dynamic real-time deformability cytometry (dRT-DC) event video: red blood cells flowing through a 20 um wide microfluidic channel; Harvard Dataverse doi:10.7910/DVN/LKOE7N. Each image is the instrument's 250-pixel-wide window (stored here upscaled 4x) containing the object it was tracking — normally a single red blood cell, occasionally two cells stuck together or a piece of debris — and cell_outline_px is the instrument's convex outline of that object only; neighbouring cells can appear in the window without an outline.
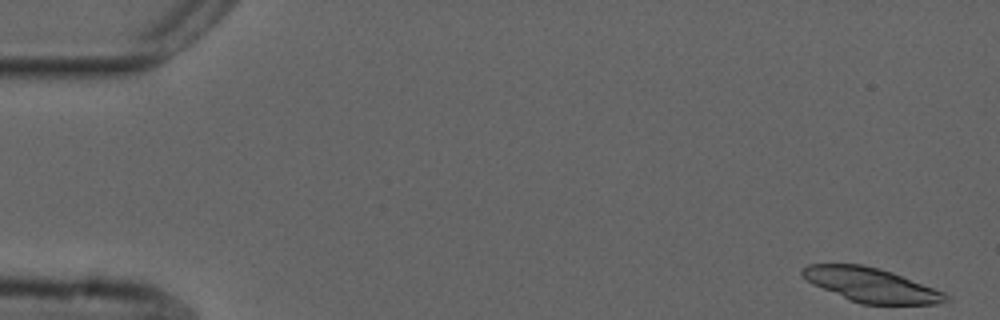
{"species": "common noctule bat (a hibernating species)", "species_latin": "Nyctalus noctula", "temperature_condition": "cold", "stored_images_in_passage": 53, "camera_frame_rate_fps": 3000, "um_per_image_px": 0.085, "animal": {"sex": "male", "forearm_length_mm": 52.5}, "frame": {"image": 1, "passage_image": 1, "time_ms": 0.0, "image_size_px": [1000, 320], "cell_outline_px": [[948, 300], [936, 304], [860, 304], [848, 300], [812, 284], [800, 272], [800, 268], [808, 264], [864, 264], [880, 268], [892, 272], [944, 292], [948, 296]], "centroid_in_image_um": [74.01, 24.21], "position_along_channel_um": 11.0, "area_um2": 28.55}}
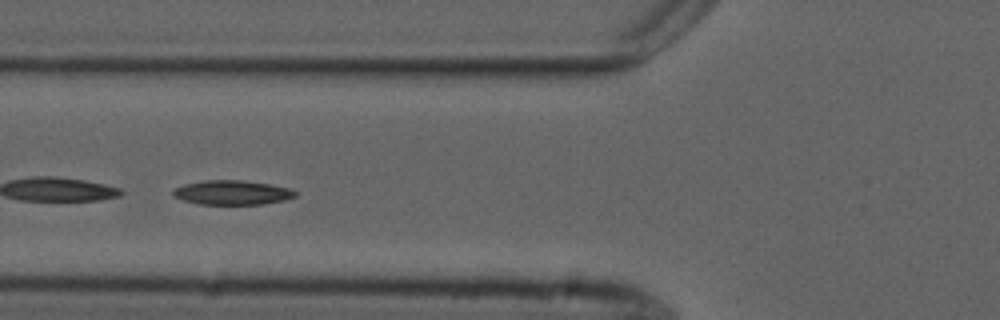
{"frame": {"image": 2, "passage_image": 20, "time_ms": 6.333, "image_size_px": [1000, 320], "cell_outline_px": [[300, 192], [296, 196], [284, 200], [264, 204], [200, 204], [184, 200], [172, 196], [172, 192], [176, 188], [184, 184], [204, 180], [240, 180], [268, 184], [292, 188]], "centroid_in_image_um": [19.78, 16.36], "position_along_channel_um": 106.0, "area_um2": 17.4}}
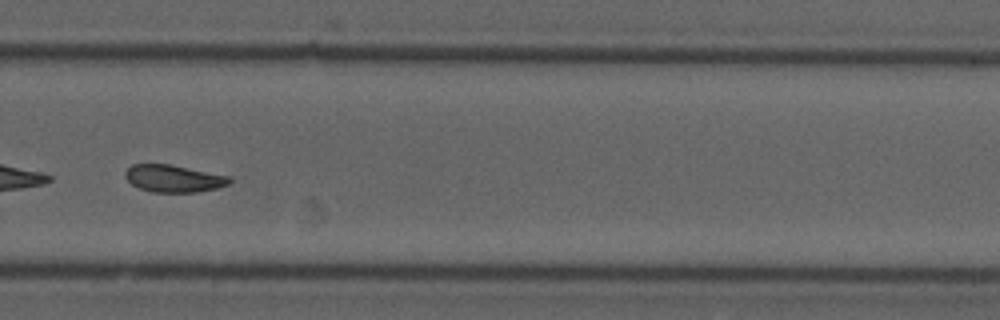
{"frame": {"image": 3, "passage_image": 37, "time_ms": 12.0, "image_size_px": [1000, 320], "cell_outline_px": [[232, 180], [228, 184], [220, 188], [196, 192], [152, 192], [140, 188], [132, 184], [124, 176], [124, 172], [132, 164], [168, 164], [228, 176]], "centroid_in_image_um": [14.74, 15.18], "position_along_channel_um": 315.1, "area_um2": 16.42}, "authors_computed_cell_mechanics": {"area_um2": 18.207, "velocity_mm_per_s": 3.6943, "shape_relaxation_time_tau1_ms": null, "shape_relaxation_time_tau2_ms": 5.6742, "deformation_change_tau1": null, "deformation_change_tau2": 0.1154}}